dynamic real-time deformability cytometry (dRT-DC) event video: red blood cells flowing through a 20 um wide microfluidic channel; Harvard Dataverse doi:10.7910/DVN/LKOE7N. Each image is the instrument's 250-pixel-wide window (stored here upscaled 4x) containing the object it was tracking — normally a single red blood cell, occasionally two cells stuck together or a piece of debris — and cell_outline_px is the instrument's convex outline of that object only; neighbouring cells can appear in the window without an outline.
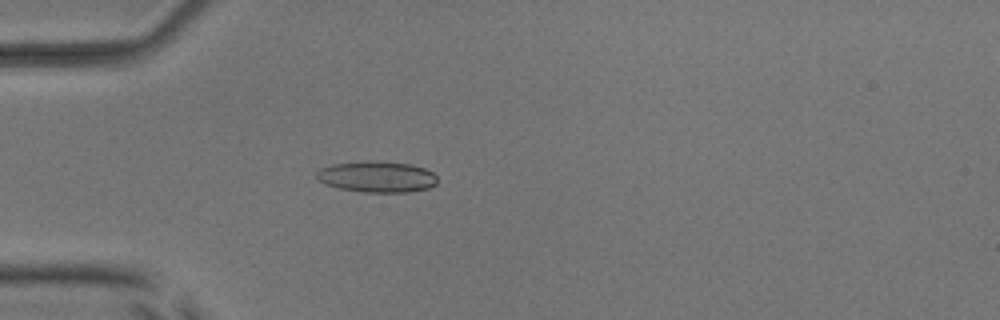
{"species": "common noctule bat (a hibernating species)", "species_latin": "Nyctalus noctula", "temperature_condition": "room temperature", "stored_images_in_passage": 53, "camera_frame_rate_fps": 3000, "um_per_image_px": 0.085, "animal": {"sex": "male", "body_mass_g": 17.9, "forearm_length_mm": 54.2}, "frame": {"image": 1, "passage_image": 16, "time_ms": 5.0, "image_size_px": [1000, 320], "cell_outline_px": [[436, 184], [428, 188], [408, 192], [364, 192], [340, 188], [324, 184], [316, 176], [316, 172], [320, 168], [332, 164], [372, 160], [412, 164], [424, 168], [432, 172], [436, 176]], "centroid_in_image_um": [32.03, 15.01], "position_along_channel_um": 53.0, "area_um2": 21.91}}
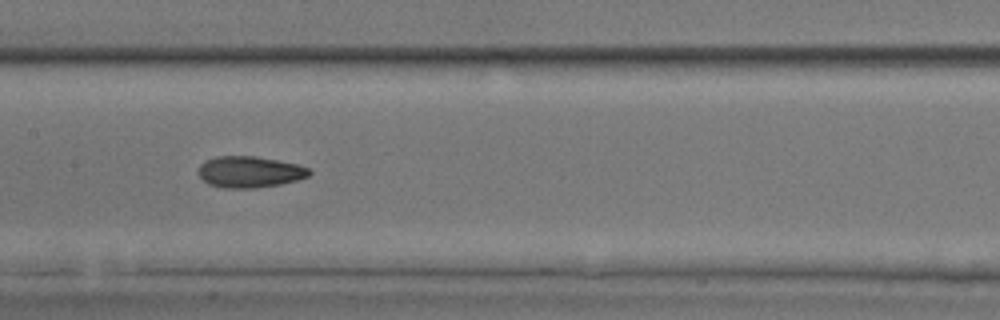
{"frame": {"image": 2, "passage_image": 27, "time_ms": 8.667, "image_size_px": [1000, 320], "cell_outline_px": [[312, 172], [308, 176], [296, 180], [280, 184], [256, 188], [220, 188], [208, 184], [196, 172], [200, 164], [204, 160], [216, 156], [256, 156], [296, 164], [308, 168]], "centroid_in_image_um": [21.16, 14.61], "position_along_channel_um": 186.2, "area_um2": 20.35}}
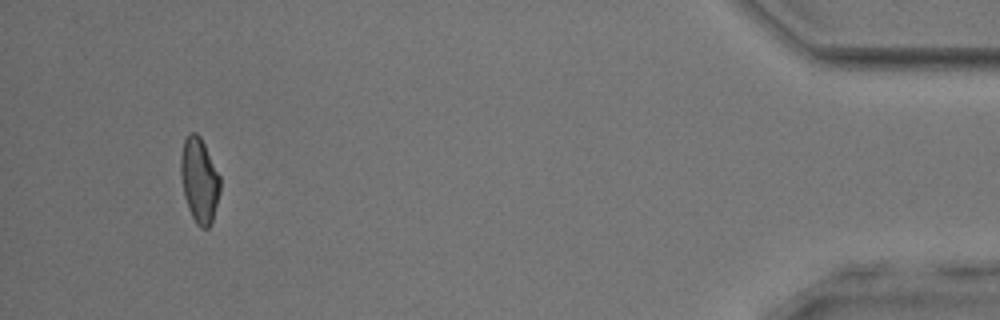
{"frame": {"image": 3, "passage_image": 50, "time_ms": 16.333, "image_size_px": [1000, 320], "cell_outline_px": [[220, 192], [212, 220], [208, 228], [200, 228], [196, 224], [188, 208], [184, 196], [180, 172], [180, 156], [184, 140], [188, 132], [196, 132], [200, 136], [220, 176]], "centroid_in_image_um": [16.93, 15.31], "position_along_channel_um": 418.3, "area_um2": 19.48}, "authors_computed_cell_mechanics": {"area_um2": 20.1144, "velocity_mm_per_s": 3.9442, "shape_relaxation_time_tau1_ms": 3.9452, "shape_relaxation_time_tau2_ms": 2.2221, "deformation_change_tau1": 0.1263, "deformation_change_tau2": 0.0748}}